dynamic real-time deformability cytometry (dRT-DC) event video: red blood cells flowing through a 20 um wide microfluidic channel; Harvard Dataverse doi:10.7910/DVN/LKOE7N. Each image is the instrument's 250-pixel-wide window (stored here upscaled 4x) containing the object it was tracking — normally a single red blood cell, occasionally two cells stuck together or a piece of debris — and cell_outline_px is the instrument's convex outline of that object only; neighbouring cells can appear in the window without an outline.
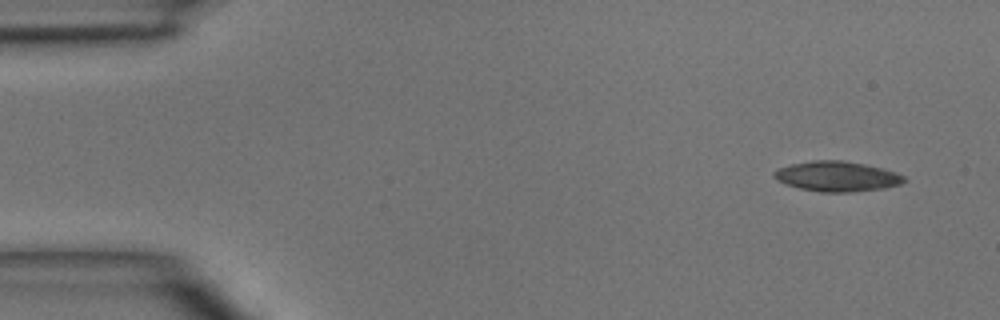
{"species": "common noctule bat (a hibernating species)", "species_latin": "Nyctalus noctula", "temperature_condition": "room temperature", "stored_images_in_passage": 4, "segment_of_instrument_passage": [1, 2], "camera_frame_rate_fps": 3000, "um_per_image_px": 0.085, "animal": {"sex": "male", "body_mass_g": 15.6}, "frame": {"image": 1, "passage_image": 1, "time_ms": 0.0, "image_size_px": [1000, 320], "cell_outline_px": [[904, 180], [900, 184], [884, 188], [852, 192], [820, 192], [800, 188], [776, 180], [772, 176], [772, 172], [776, 168], [792, 164], [812, 160], [840, 160], [864, 164], [896, 172], [904, 176]], "centroid_in_image_um": [71.09, 14.99], "position_along_channel_um": 13.9, "area_um2": 22.72}}